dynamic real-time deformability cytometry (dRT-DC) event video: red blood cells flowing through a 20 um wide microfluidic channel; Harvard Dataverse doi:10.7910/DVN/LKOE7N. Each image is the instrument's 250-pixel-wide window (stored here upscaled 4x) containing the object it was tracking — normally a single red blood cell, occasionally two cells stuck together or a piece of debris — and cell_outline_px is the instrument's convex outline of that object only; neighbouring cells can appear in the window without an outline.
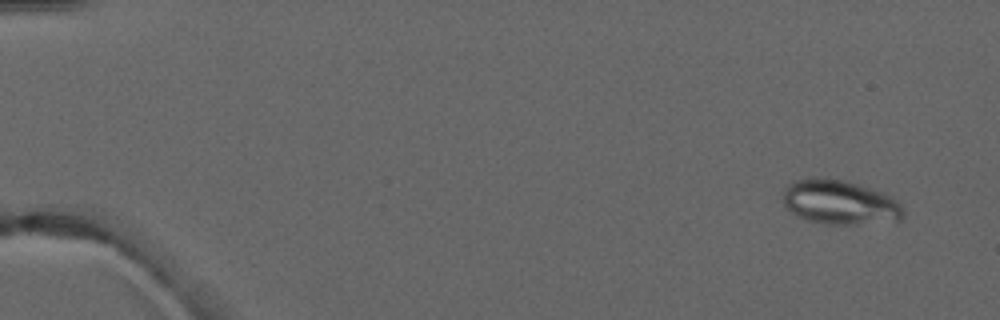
{"species": "common noctule bat (a hibernating species)", "species_latin": "Nyctalus noctula", "temperature_condition": "warm", "stored_images_in_passage": 6, "camera_frame_rate_fps": 3000, "um_per_image_px": 0.085, "animal": {"sex": "male", "forearm_length_mm": 52.5}, "frame": {"image": 1, "passage_image": 2, "time_ms": 1.0, "image_size_px": [1000, 320], "cell_outline_px": [[904, 216], [900, 220], [856, 224], [828, 224], [808, 220], [792, 212], [784, 204], [784, 188], [788, 184], [796, 180], [808, 176], [812, 176], [844, 180], [880, 192], [896, 200], [904, 208]], "centroid_in_image_um": [71.36, 17.18], "position_along_channel_um": 13.6, "area_um2": 30.87}}